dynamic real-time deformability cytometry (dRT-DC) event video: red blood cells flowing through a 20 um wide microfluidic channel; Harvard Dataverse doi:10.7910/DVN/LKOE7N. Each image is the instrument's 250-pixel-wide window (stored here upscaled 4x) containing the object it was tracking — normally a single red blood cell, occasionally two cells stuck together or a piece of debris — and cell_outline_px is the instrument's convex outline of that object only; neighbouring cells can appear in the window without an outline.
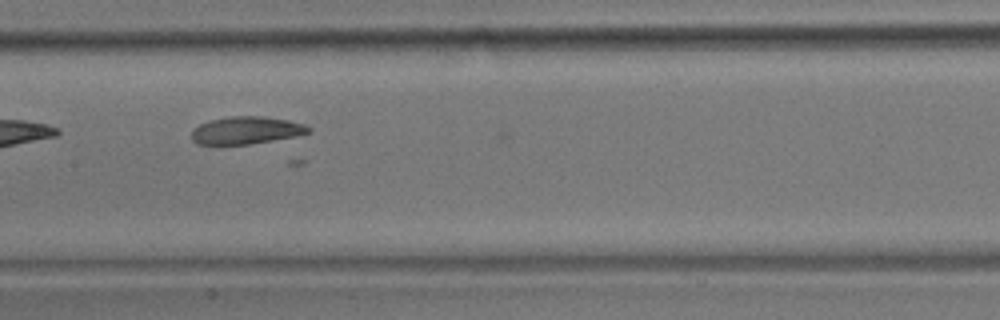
{"species": "common noctule bat (a hibernating species)", "species_latin": "Nyctalus noctula", "temperature_condition": "room temperature", "stored_images_in_passage": 5, "camera_frame_rate_fps": 3000, "um_per_image_px": 0.085, "animal": {"sex": "male", "body_mass_g": 17.9}, "frame": {"image": 1, "passage_image": 4, "time_ms": 3.333, "image_size_px": [1000, 320], "cell_outline_px": [[312, 132], [296, 136], [248, 144], [196, 144], [192, 140], [192, 132], [200, 124], [212, 120], [232, 116], [264, 116], [288, 120], [304, 124], [312, 128]], "centroid_in_image_um": [20.98, 11.07], "position_along_channel_um": 186.4, "area_um2": 18.55}}